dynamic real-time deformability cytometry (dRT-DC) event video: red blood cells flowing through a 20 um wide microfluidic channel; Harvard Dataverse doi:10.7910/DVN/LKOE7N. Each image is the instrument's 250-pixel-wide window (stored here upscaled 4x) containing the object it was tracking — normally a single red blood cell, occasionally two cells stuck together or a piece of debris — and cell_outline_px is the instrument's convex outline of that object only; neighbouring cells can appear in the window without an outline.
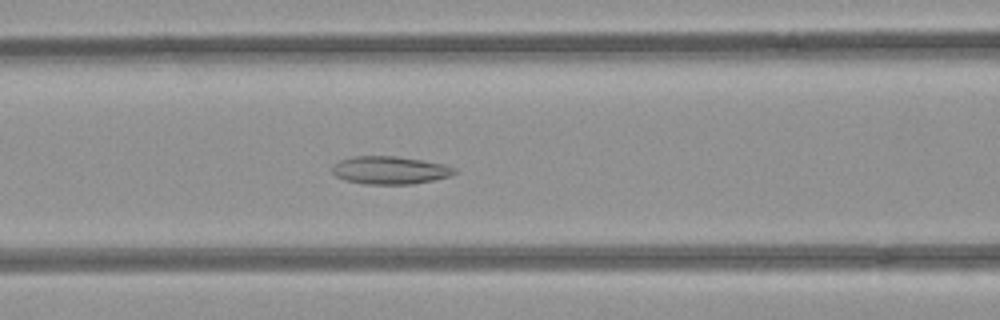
{"species": "common noctule bat (a hibernating species)", "species_latin": "Nyctalus noctula", "temperature_condition": "room temperature", "stored_images_in_passage": 33, "camera_frame_rate_fps": 3000, "um_per_image_px": 0.085, "animal": {"sex": "female", "body_mass_g": 21.9}, "frame": {"image": 1, "passage_image": 12, "time_ms": 3.667, "image_size_px": [1000, 320], "cell_outline_px": [[456, 172], [448, 176], [436, 180], [412, 184], [364, 184], [344, 180], [336, 176], [332, 172], [332, 164], [340, 160], [352, 156], [396, 156], [444, 164], [456, 168]], "centroid_in_image_um": [33.11, 14.47], "position_along_channel_um": 133.5, "area_um2": 19.94}}
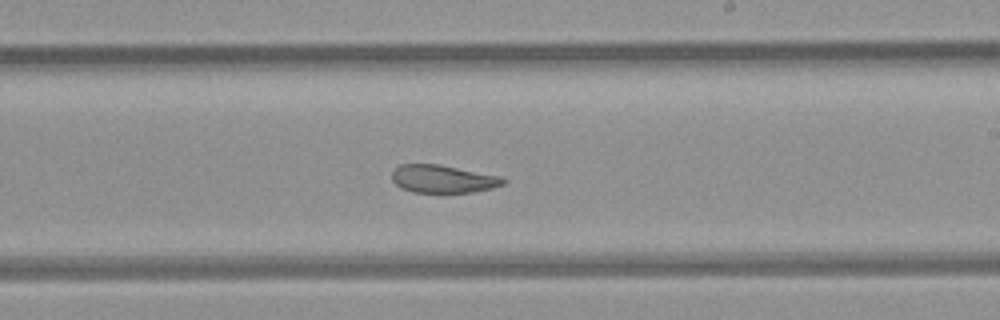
{"frame": {"image": 2, "passage_image": 21, "time_ms": 6.667, "image_size_px": [1000, 320], "cell_outline_px": [[508, 180], [504, 184], [492, 188], [472, 192], [412, 192], [400, 188], [392, 180], [392, 172], [400, 164], [440, 164], [500, 176]], "centroid_in_image_um": [37.65, 15.2], "position_along_channel_um": 251.3, "area_um2": 18.09}}
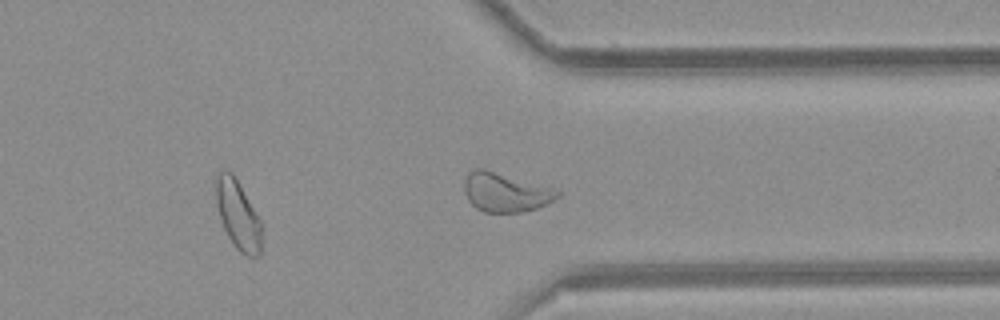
{"frame": {"image": 3, "passage_image": 30, "time_ms": 9.667, "image_size_px": [1000, 320], "cell_outline_px": [[560, 196], [536, 208], [520, 212], [484, 212], [476, 208], [468, 200], [464, 192], [464, 180], [468, 172], [476, 168], [484, 168], [552, 188], [560, 192]], "centroid_in_image_um": [42.9, 16.33], "position_along_channel_um": 368.5, "area_um2": 20.98}, "authors_computed_cell_mechanics": {"area_um2": 19.4786, "velocity_mm_per_s": 3.9366, "shape_relaxation_time_tau1_ms": null, "shape_relaxation_time_tau2_ms": 2.3711, "deformation_change_tau1": null, "deformation_change_tau2": 0.0894}}